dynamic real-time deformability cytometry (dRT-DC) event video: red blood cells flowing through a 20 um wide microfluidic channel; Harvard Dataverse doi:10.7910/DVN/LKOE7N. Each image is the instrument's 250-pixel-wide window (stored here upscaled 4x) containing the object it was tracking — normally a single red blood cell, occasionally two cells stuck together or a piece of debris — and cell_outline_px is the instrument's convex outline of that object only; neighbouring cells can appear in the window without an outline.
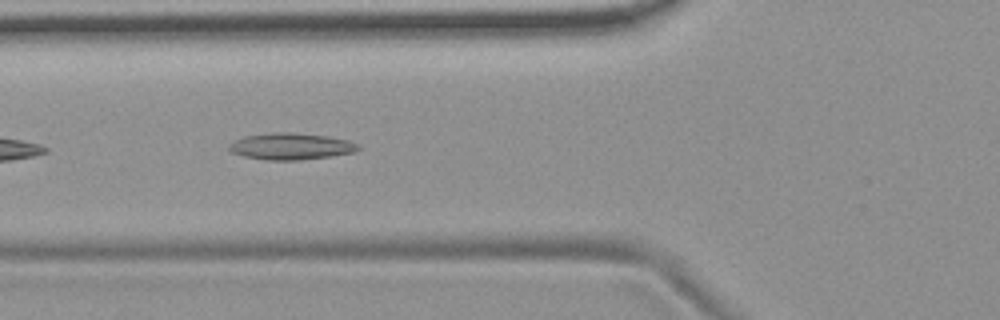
{"species": "common noctule bat (a hibernating species)", "species_latin": "Nyctalus noctula", "temperature_condition": "room temperature", "stored_images_in_passage": 11, "camera_frame_rate_fps": 3000, "um_per_image_px": 0.085, "animal": {"sex": "female", "body_mass_g": 19.9}, "frame": {"image": 1, "passage_image": 5, "time_ms": 1.333, "image_size_px": [1000, 320], "cell_outline_px": [[360, 148], [352, 152], [332, 156], [300, 160], [264, 160], [244, 156], [232, 152], [228, 148], [228, 144], [232, 140], [244, 136], [272, 132], [292, 132], [328, 136], [348, 140], [360, 144]], "centroid_in_image_um": [24.7, 12.43], "position_along_channel_um": 101.1, "area_um2": 20.23}}
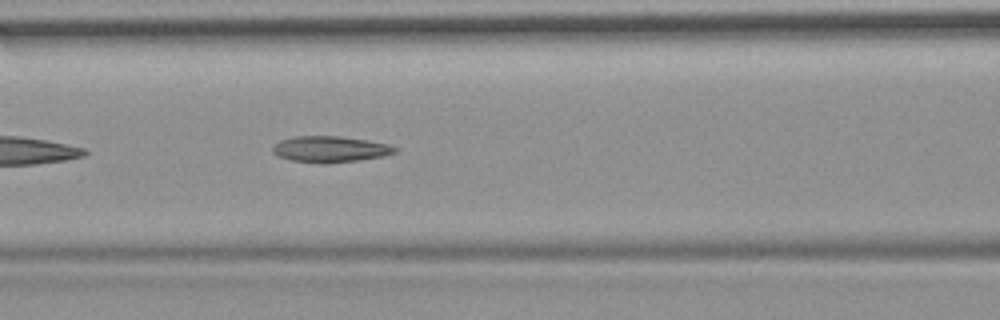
{"frame": {"image": 2, "passage_image": 8, "time_ms": 2.333, "image_size_px": [1000, 320], "cell_outline_px": [[400, 148], [396, 152], [384, 156], [356, 160], [324, 164], [292, 160], [276, 156], [272, 152], [272, 148], [280, 140], [292, 136], [340, 136], [368, 140], [388, 144]], "centroid_in_image_um": [28.06, 12.67], "position_along_channel_um": 138.5, "area_um2": 18.73}}